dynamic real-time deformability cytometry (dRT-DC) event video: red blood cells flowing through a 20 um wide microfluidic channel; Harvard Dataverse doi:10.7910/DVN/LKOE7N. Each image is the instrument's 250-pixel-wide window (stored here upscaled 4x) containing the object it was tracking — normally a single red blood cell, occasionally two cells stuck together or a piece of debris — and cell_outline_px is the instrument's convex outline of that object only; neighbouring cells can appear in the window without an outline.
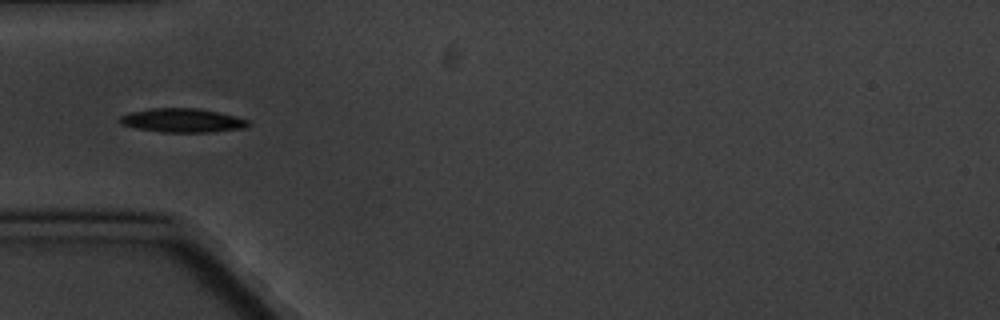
{"species": "common noctule bat (a hibernating species)", "species_latin": "Nyctalus noctula", "temperature_condition": "cold", "stored_images_in_passage": 8, "camera_frame_rate_fps": 3000, "um_per_image_px": 0.085, "animal": {"sex": "male", "body_mass_g": 20.1, "forearm_length_mm": 53.5}, "frame": {"image": 1, "passage_image": 5, "time_ms": 4.667, "image_size_px": [1000, 320], "cell_outline_px": [[252, 124], [244, 128], [208, 132], [160, 132], [136, 128], [120, 124], [116, 120], [120, 116], [132, 112], [152, 108], [196, 108], [236, 116], [248, 120]], "centroid_in_image_um": [15.48, 10.24], "position_along_channel_um": 69.5, "area_um2": 17.86}}